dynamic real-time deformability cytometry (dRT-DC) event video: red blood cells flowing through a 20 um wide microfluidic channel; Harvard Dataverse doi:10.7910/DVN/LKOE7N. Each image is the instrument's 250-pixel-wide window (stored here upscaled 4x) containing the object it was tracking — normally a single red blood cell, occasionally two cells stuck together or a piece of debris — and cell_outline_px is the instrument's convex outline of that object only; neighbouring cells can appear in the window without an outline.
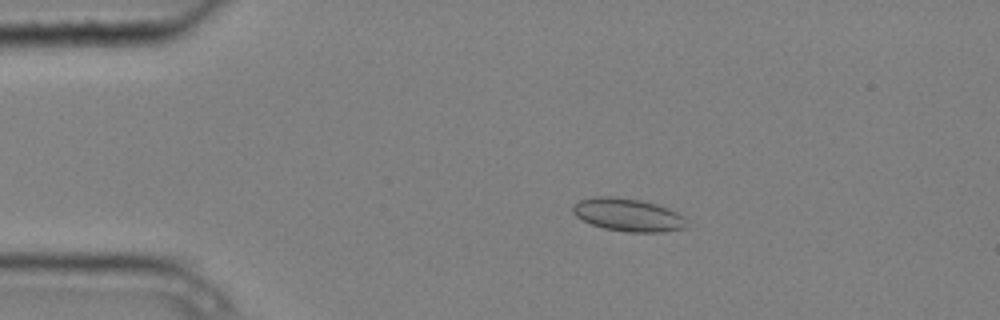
{"species": "common noctule bat (a hibernating species)", "species_latin": "Nyctalus noctula", "temperature_condition": "cold", "stored_images_in_passage": 7, "camera_frame_rate_fps": 3000, "um_per_image_px": 0.085, "animal": {"sex": "male", "body_mass_g": 20.4}, "frame": {"image": 1, "passage_image": 3, "time_ms": 0.667, "image_size_px": [1000, 320], "cell_outline_px": [[684, 228], [664, 232], [628, 232], [604, 228], [592, 224], [576, 216], [572, 212], [572, 204], [580, 200], [592, 196], [616, 196], [640, 200], [656, 204], [668, 208], [684, 216]], "centroid_in_image_um": [53.33, 18.25], "position_along_channel_um": 31.7, "area_um2": 21.79}}
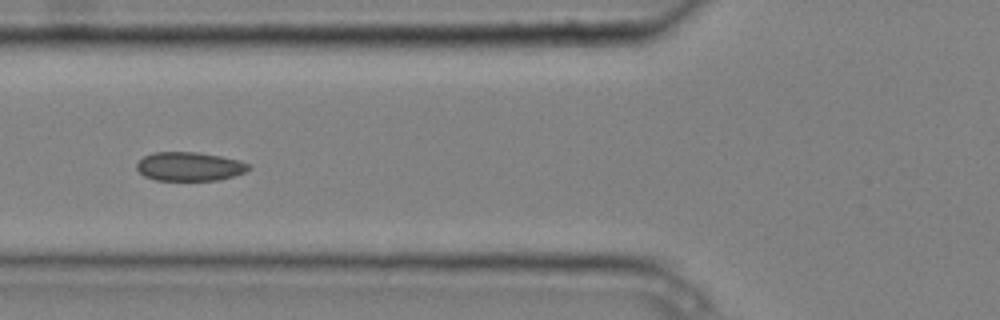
{"frame": {"image": 2, "passage_image": 6, "time_ms": 1.667, "image_size_px": [1000, 320], "cell_outline_px": [[252, 168], [244, 172], [220, 180], [156, 180], [144, 176], [136, 168], [136, 164], [144, 156], [152, 152], [196, 152], [220, 156], [240, 160], [252, 164]], "centroid_in_image_um": [16.13, 14.15], "position_along_channel_um": 109.7, "area_um2": 18.9}}
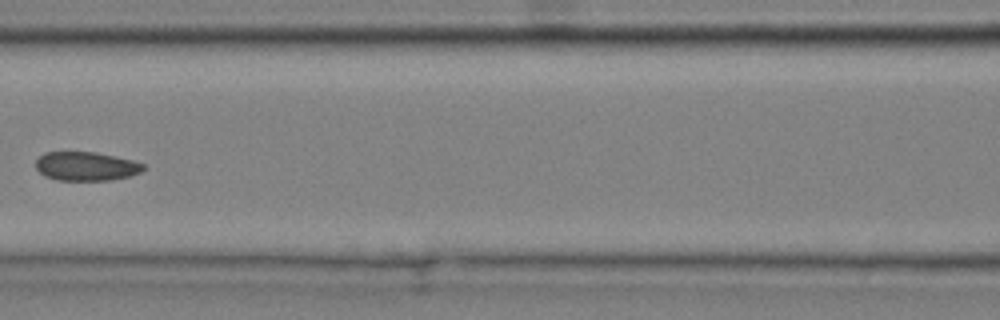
{"frame": {"image": 3, "passage_image": 7, "time_ms": 2.0, "image_size_px": [1000, 320], "cell_outline_px": [[144, 168], [140, 172], [128, 176], [112, 180], [56, 180], [44, 176], [36, 168], [36, 160], [44, 152], [96, 152], [116, 156], [132, 160], [144, 164]], "centroid_in_image_um": [7.3, 14.13], "position_along_channel_um": 159.3, "area_um2": 18.09}}